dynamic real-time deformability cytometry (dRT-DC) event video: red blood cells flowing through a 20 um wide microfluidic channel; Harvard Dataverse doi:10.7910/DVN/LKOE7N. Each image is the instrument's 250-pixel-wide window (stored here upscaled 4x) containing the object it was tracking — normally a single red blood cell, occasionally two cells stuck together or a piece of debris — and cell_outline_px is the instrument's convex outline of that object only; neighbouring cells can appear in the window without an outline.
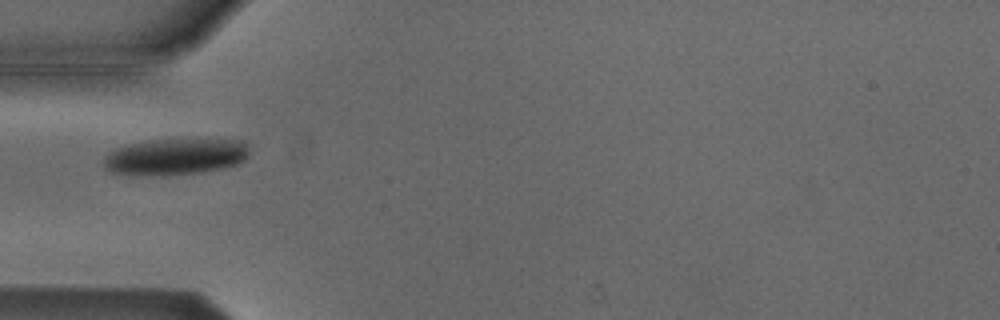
{"species": "Egyptian fruit bat (a non-hibernating species)", "species_latin": "Rousettus aegyptiacus", "temperature_condition": "cold", "stored_images_in_passage": 2, "camera_frame_rate_fps": 3000, "um_per_image_px": 0.085, "animal": {"sex": "male"}, "frame": {"image": 1, "passage_image": 2, "time_ms": 0.333, "image_size_px": [1000, 320], "cell_outline_px": [[248, 152], [244, 160], [236, 164], [220, 168], [200, 172], [160, 176], [108, 172], [104, 168], [104, 156], [108, 152], [116, 148], [132, 144], [152, 140], [244, 140], [248, 144]], "centroid_in_image_um": [14.87, 13.32], "position_along_channel_um": 70.1, "area_um2": 30.52}}